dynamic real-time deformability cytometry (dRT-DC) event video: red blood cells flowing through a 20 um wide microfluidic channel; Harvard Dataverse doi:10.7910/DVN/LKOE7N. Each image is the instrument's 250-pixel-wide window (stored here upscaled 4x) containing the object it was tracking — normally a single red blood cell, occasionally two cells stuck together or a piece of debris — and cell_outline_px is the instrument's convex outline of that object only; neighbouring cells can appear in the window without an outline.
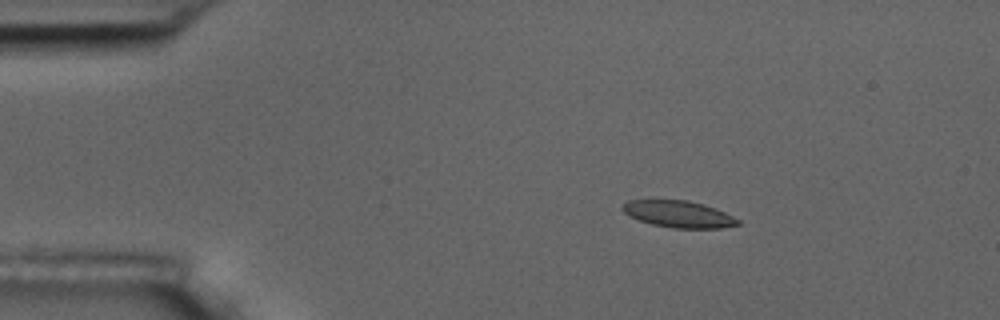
{"species": "common noctule bat (a hibernating species)", "species_latin": "Nyctalus noctula", "temperature_condition": "room temperature", "stored_images_in_passage": 4, "camera_frame_rate_fps": 3000, "um_per_image_px": 0.085, "animal": {"sex": "male", "body_mass_g": 17.5, "forearm_length_mm": 52.3}, "frame": {"image": 1, "passage_image": 2, "time_ms": 1.0, "image_size_px": [1000, 320], "cell_outline_px": [[740, 224], [720, 228], [672, 228], [652, 224], [640, 220], [624, 212], [620, 208], [628, 200], [688, 200], [704, 204], [716, 208], [740, 220]], "centroid_in_image_um": [57.7, 18.19], "position_along_channel_um": 27.3, "area_um2": 17.86}}